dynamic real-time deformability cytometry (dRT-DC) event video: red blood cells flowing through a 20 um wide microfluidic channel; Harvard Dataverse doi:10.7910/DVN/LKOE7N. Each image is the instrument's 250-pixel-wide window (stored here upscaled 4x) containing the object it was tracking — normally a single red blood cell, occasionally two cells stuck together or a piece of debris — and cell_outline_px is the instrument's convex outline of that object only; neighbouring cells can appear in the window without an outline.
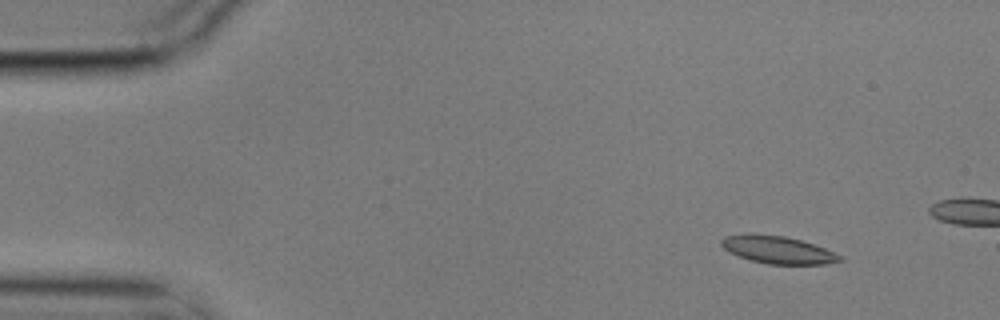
{"species": "common noctule bat (a hibernating species)", "species_latin": "Nyctalus noctula", "temperature_condition": "cold", "stored_images_in_passage": 5, "camera_frame_rate_fps": 3000, "um_per_image_px": 0.085, "animal": {"sex": "male", "body_mass_g": 17.9}, "frame": {"image": 1, "passage_image": 1, "time_ms": 0.0, "image_size_px": [1000, 320], "cell_outline_px": [[844, 260], [828, 264], [768, 264], [752, 260], [728, 252], [720, 244], [720, 240], [724, 236], [784, 236], [800, 240], [824, 248], [840, 256]], "centroid_in_image_um": [66.15, 21.27], "position_along_channel_um": 18.8, "area_um2": 18.15}}